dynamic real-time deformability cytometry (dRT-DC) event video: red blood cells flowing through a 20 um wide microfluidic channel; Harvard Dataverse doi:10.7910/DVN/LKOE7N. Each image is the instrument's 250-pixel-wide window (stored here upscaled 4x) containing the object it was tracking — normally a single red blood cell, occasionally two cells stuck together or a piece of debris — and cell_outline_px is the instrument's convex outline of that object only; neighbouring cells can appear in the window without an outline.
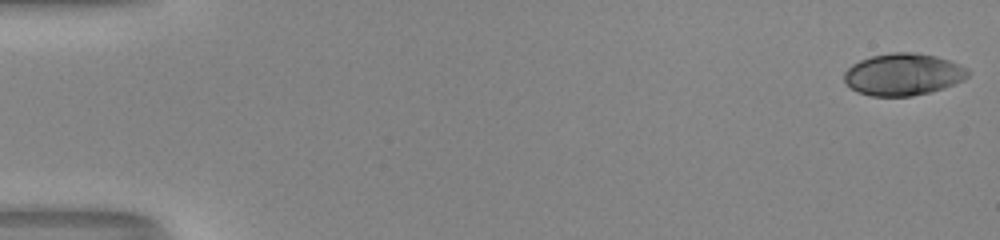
{"species": "human", "species_latin": "Homo sapiens", "temperature_condition": "room temperature", "stored_images_in_passage": 53, "camera_frame_rate_fps": 3000, "um_per_image_px": 0.085, "donor": {"sex": "male"}, "frame": {"image": 1, "passage_image": 1, "time_ms": 0.0, "image_size_px": [1000, 240], "cell_outline_px": [[972, 72], [964, 80], [944, 88], [912, 96], [872, 96], [856, 92], [844, 80], [844, 72], [852, 64], [860, 60], [872, 56], [892, 52], [916, 52], [936, 56], [960, 64], [968, 68]], "centroid_in_image_um": [76.79, 6.32], "position_along_channel_um": 8.2, "area_um2": 30.46}}
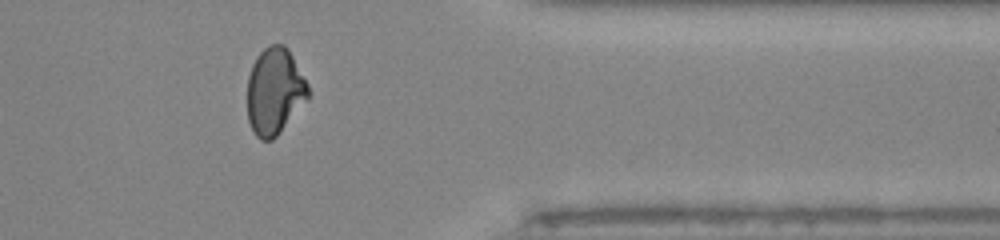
{"frame": {"image": 2, "passage_image": 44, "time_ms": 14.333, "image_size_px": [1000, 240], "cell_outline_px": [[308, 100], [280, 132], [272, 140], [260, 140], [256, 136], [248, 120], [248, 76], [252, 64], [256, 56], [268, 44], [284, 44], [288, 48], [308, 84]], "centroid_in_image_um": [23.34, 7.74], "position_along_channel_um": 388.1, "area_um2": 30.81}}
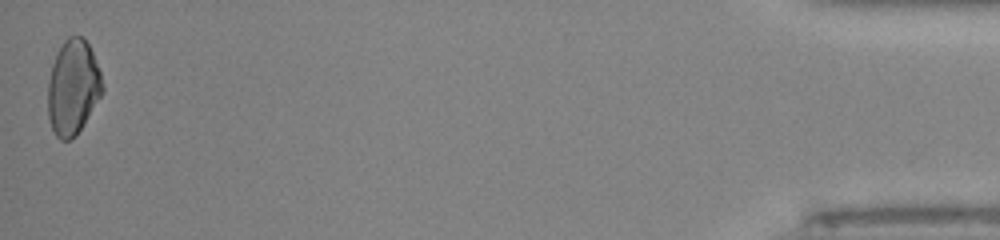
{"frame": {"image": 3, "passage_image": 53, "time_ms": 17.333, "image_size_px": [1000, 240], "cell_outline_px": [[104, 92], [76, 136], [68, 140], [60, 140], [56, 136], [52, 128], [48, 116], [48, 80], [52, 64], [56, 52], [64, 40], [68, 36], [84, 36], [92, 52], [100, 72], [104, 88]], "centroid_in_image_um": [6.2, 7.42], "position_along_channel_um": 429.0, "area_um2": 30.35}, "authors_computed_cell_mechanics": {"area_um2": 30.923, "velocity_mm_per_s": 4.0258, "shape_relaxation_time_tau1_ms": 10.7808, "shape_relaxation_time_tau2_ms": 0.9188, "deformation_change_tau1": 0.2466, "deformation_change_tau2": 0.0475}}